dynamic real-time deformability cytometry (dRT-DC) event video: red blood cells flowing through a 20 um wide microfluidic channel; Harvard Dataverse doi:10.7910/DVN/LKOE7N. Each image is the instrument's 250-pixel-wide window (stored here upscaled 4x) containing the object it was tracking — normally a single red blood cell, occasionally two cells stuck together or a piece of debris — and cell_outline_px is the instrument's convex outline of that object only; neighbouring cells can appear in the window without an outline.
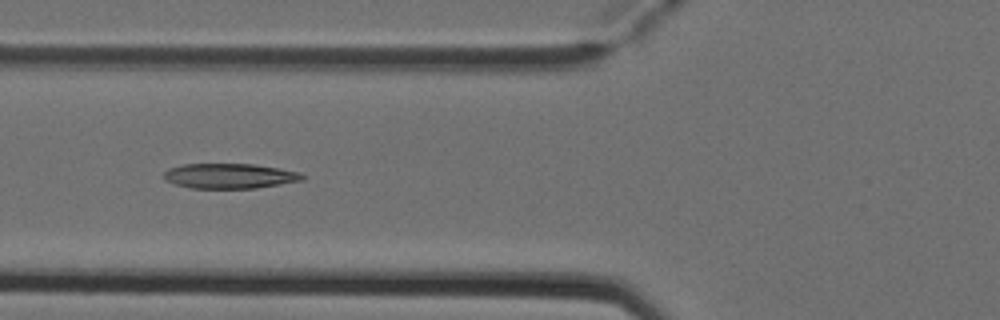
{"species": "Egyptian fruit bat (a non-hibernating species)", "species_latin": "Rousettus aegyptiacus", "temperature_condition": "cold", "stored_images_in_passage": 6, "camera_frame_rate_fps": 3000, "um_per_image_px": 0.085, "animal": {"sex": "female"}, "frame": {"image": 1, "passage_image": 5, "time_ms": 1.333, "image_size_px": [1000, 320], "cell_outline_px": [[304, 180], [256, 188], [192, 188], [176, 184], [164, 180], [164, 172], [168, 168], [180, 164], [256, 164], [300, 172], [304, 176]], "centroid_in_image_um": [19.51, 14.95], "position_along_channel_um": 106.3, "area_um2": 20.23}}
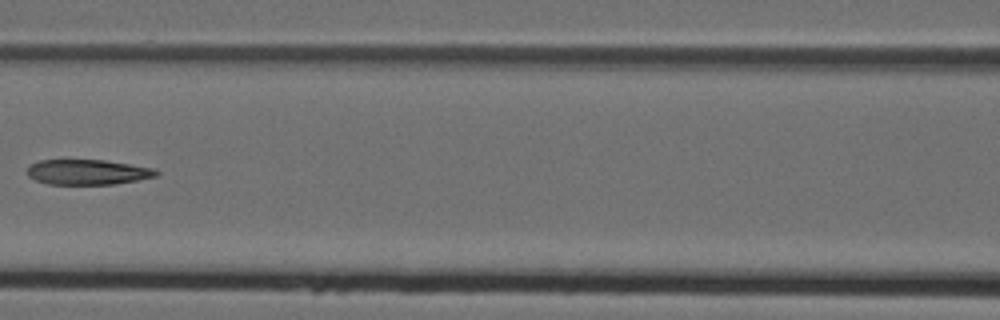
{"frame": {"image": 2, "passage_image": 6, "time_ms": 1.667, "image_size_px": [1000, 320], "cell_outline_px": [[160, 172], [156, 176], [136, 180], [112, 184], [48, 184], [36, 180], [28, 176], [28, 164], [40, 160], [104, 160], [156, 168]], "centroid_in_image_um": [7.45, 14.62], "position_along_channel_um": 159.2, "area_um2": 18.9}}